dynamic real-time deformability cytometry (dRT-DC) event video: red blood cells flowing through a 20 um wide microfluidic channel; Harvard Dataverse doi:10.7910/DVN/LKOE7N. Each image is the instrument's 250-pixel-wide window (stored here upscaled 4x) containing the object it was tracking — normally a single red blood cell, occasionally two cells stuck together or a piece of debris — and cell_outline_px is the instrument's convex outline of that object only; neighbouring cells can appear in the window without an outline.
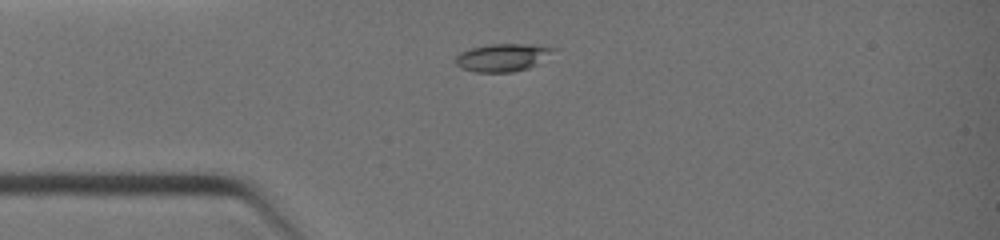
{"species": "common noctule bat (a hibernating species)", "species_latin": "Nyctalus noctula", "temperature_condition": "warm", "stored_images_in_passage": 9, "camera_frame_rate_fps": 3000, "um_per_image_px": 0.085, "animal": {"sex": "female", "body_mass_g": 19.0, "forearm_length_mm": 51.5}, "frame": {"image": 1, "passage_image": 1, "time_ms": 0.0, "image_size_px": [1000, 240], "cell_outline_px": [[556, 48], [536, 64], [528, 68], [512, 72], [476, 72], [460, 68], [456, 64], [456, 56], [460, 52], [468, 48], [488, 44], [524, 44]], "centroid_in_image_um": [42.62, 4.89], "position_along_channel_um": 42.4, "area_um2": 15.55}}
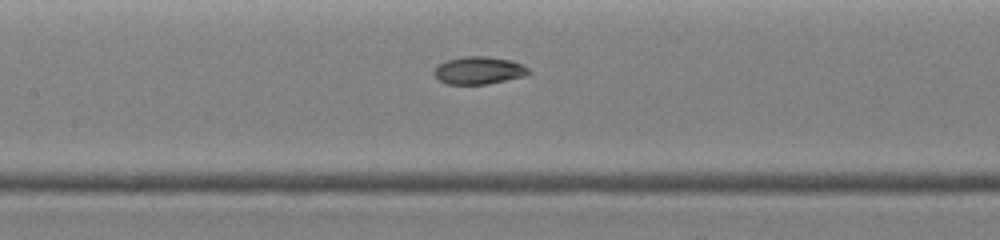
{"frame": {"image": 2, "passage_image": 6, "time_ms": 2.667, "image_size_px": [1000, 240], "cell_outline_px": [[532, 72], [524, 76], [488, 84], [448, 84], [440, 80], [432, 72], [436, 64], [448, 60], [464, 56], [488, 56], [508, 60], [520, 64], [528, 68]], "centroid_in_image_um": [40.67, 5.98], "position_along_channel_um": 166.7, "area_um2": 15.14}}
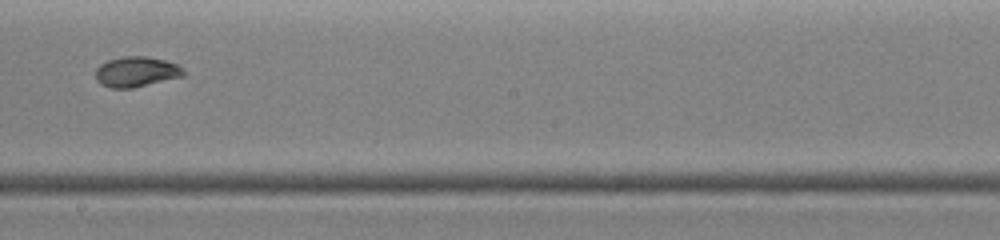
{"frame": {"image": 3, "passage_image": 8, "time_ms": 4.0, "image_size_px": [1000, 240], "cell_outline_px": [[188, 72], [184, 76], [132, 88], [112, 88], [100, 84], [96, 80], [96, 68], [100, 64], [108, 60], [124, 56], [148, 56], [164, 60], [176, 64], [184, 68]], "centroid_in_image_um": [11.61, 6.1], "position_along_channel_um": 236.6, "area_um2": 15.66}}